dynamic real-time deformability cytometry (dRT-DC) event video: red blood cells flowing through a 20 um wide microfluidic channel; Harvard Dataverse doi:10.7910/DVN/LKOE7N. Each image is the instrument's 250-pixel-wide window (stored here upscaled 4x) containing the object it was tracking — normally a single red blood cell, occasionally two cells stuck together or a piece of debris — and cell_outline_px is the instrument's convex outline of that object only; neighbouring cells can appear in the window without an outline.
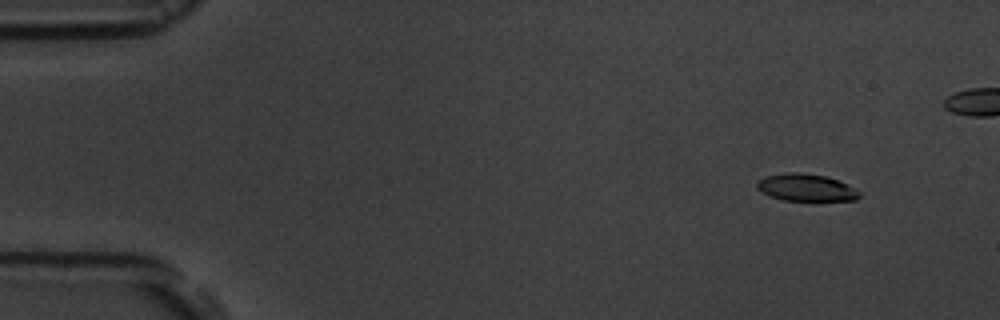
{"species": "common noctule bat (a hibernating species)", "species_latin": "Nyctalus noctula", "temperature_condition": "room temperature", "stored_images_in_passage": 7, "segment_of_instrument_passage": [1, 2], "camera_frame_rate_fps": 3000, "um_per_image_px": 0.085, "animal": {"sex": "male", "body_mass_g": 19.5, "forearm_length_mm": 54.6}, "frame": {"image": 1, "passage_image": 2, "time_ms": 1.0, "image_size_px": [1000, 320], "cell_outline_px": [[860, 196], [856, 200], [784, 200], [768, 196], [756, 188], [756, 184], [764, 176], [784, 172], [800, 172], [824, 176], [836, 180], [856, 188], [860, 192]], "centroid_in_image_um": [68.48, 15.94], "position_along_channel_um": 16.5, "area_um2": 16.18}}
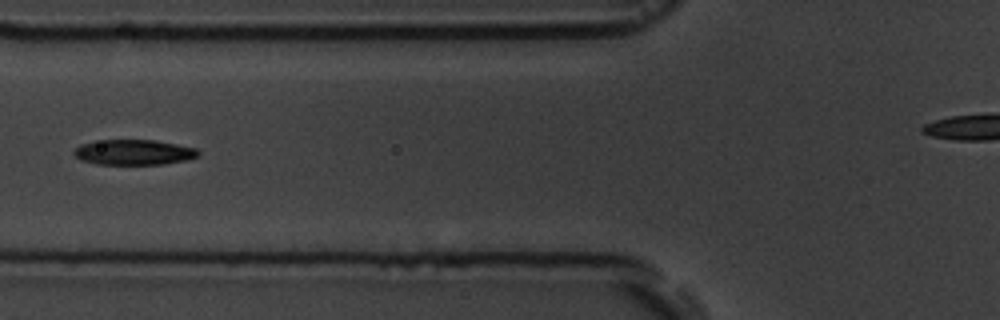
{"frame": {"image": 2, "passage_image": 6, "time_ms": 6.667, "image_size_px": [1000, 320], "cell_outline_px": [[200, 156], [188, 160], [164, 164], [96, 164], [80, 160], [72, 152], [80, 144], [104, 140], [156, 140], [196, 148], [200, 152]], "centroid_in_image_um": [11.41, 12.95], "position_along_channel_um": 114.4, "area_um2": 18.38}}